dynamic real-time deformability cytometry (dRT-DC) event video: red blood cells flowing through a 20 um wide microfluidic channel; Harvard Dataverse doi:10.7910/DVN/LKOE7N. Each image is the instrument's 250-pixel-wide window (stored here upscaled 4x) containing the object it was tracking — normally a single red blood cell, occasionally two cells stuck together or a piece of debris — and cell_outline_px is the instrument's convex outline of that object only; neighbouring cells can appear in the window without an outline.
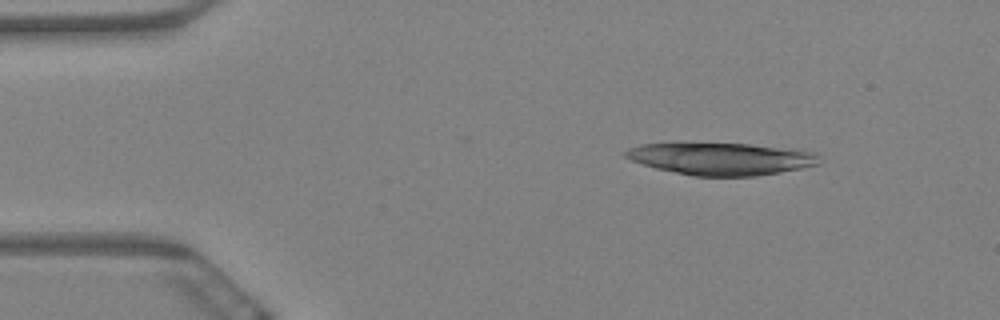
{"species": "Egyptian fruit bat (a non-hibernating species)", "species_latin": "Rousettus aegyptiacus", "temperature_condition": "warm", "stored_images_in_passage": 5, "camera_frame_rate_fps": 3000, "um_per_image_px": 0.085, "animal": {"sex": "female"}, "frame": {"image": 1, "passage_image": 1, "time_ms": 0.0, "image_size_px": [1000, 320], "cell_outline_px": [[820, 164], [780, 172], [756, 176], [696, 176], [656, 168], [632, 160], [624, 156], [620, 152], [628, 148], [640, 144], [680, 140], [748, 144], [816, 152]], "centroid_in_image_um": [61.16, 13.44], "position_along_channel_um": 23.8, "area_um2": 37.34}}